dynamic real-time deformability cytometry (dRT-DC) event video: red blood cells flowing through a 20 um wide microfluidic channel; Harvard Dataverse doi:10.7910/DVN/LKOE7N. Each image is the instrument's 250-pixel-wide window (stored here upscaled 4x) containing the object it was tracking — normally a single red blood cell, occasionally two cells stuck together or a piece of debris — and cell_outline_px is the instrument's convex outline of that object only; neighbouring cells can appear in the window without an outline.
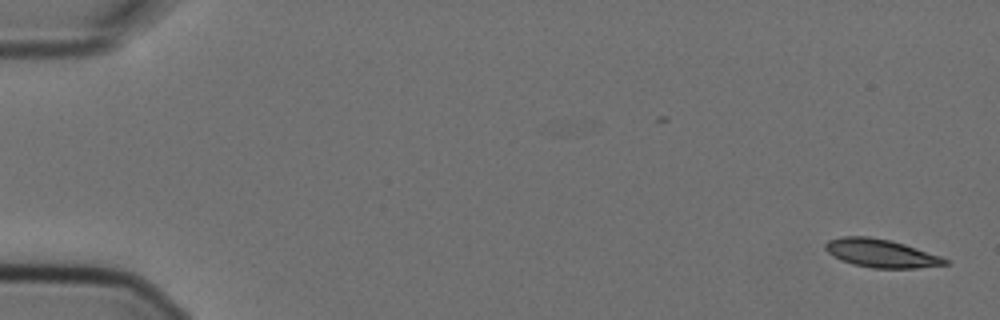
{"species": "Egyptian fruit bat (a non-hibernating species)", "species_latin": "Rousettus aegyptiacus", "temperature_condition": "cold", "stored_images_in_passage": 4, "camera_frame_rate_fps": 3000, "um_per_image_px": 0.085, "animal": {"sex": "female"}, "frame": {"image": 1, "passage_image": 1, "time_ms": 0.0, "image_size_px": [1000, 320], "cell_outline_px": [[948, 264], [916, 268], [872, 268], [852, 264], [840, 260], [832, 256], [824, 248], [824, 244], [828, 240], [840, 236], [868, 236], [888, 240], [904, 244], [940, 256], [948, 260]], "centroid_in_image_um": [74.82, 21.52], "position_along_channel_um": 10.2, "area_um2": 19.65}}